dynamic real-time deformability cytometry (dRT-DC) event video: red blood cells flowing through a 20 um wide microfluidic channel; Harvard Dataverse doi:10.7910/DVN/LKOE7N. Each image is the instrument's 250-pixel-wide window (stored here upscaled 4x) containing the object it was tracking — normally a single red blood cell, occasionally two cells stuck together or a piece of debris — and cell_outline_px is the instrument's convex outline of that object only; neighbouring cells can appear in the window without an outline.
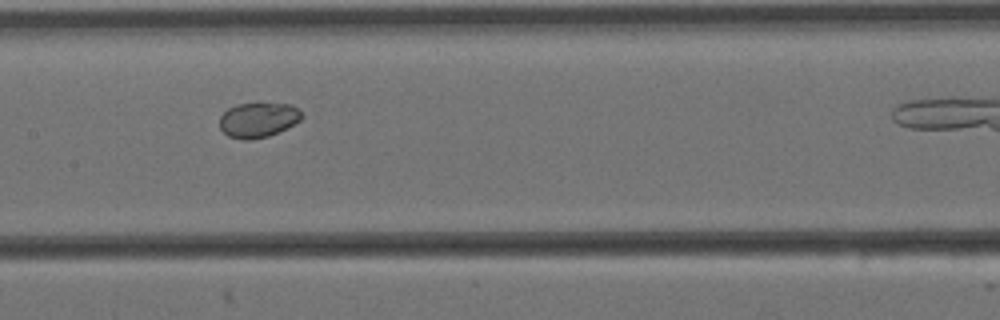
{"species": "Egyptian fruit bat (a non-hibernating species)", "species_latin": "Rousettus aegyptiacus", "temperature_condition": "cold", "stored_images_in_passage": 12, "camera_frame_rate_fps": 3000, "um_per_image_px": 0.085, "animal": {"sex": "female"}, "frame": {"image": 1, "passage_image": 6, "time_ms": 1.667, "image_size_px": [1000, 320], "cell_outline_px": [[304, 116], [300, 120], [288, 128], [268, 136], [252, 140], [244, 140], [228, 136], [220, 128], [220, 116], [228, 108], [236, 104], [292, 104], [300, 108]], "centroid_in_image_um": [21.97, 10.2], "position_along_channel_um": 185.4, "area_um2": 16.82}}
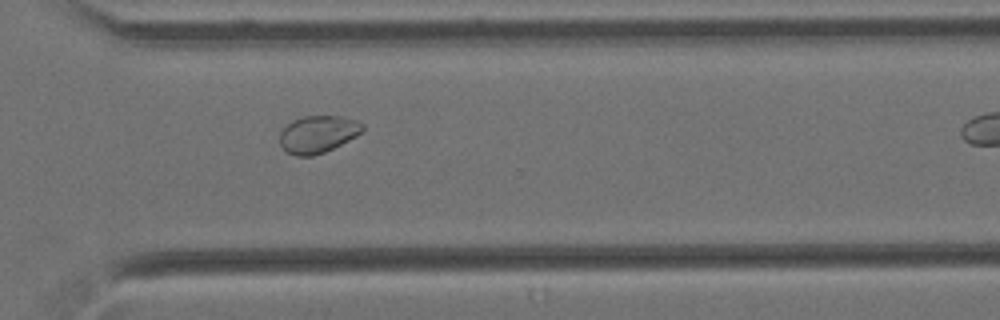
{"frame": {"image": 2, "passage_image": 10, "time_ms": 3.0, "image_size_px": [1000, 320], "cell_outline_px": [[364, 128], [356, 136], [324, 152], [312, 156], [296, 156], [288, 152], [280, 144], [280, 132], [292, 120], [304, 116], [340, 116], [356, 120], [364, 124]], "centroid_in_image_um": [27.01, 11.4], "position_along_channel_um": 343.6, "area_um2": 17.74}}